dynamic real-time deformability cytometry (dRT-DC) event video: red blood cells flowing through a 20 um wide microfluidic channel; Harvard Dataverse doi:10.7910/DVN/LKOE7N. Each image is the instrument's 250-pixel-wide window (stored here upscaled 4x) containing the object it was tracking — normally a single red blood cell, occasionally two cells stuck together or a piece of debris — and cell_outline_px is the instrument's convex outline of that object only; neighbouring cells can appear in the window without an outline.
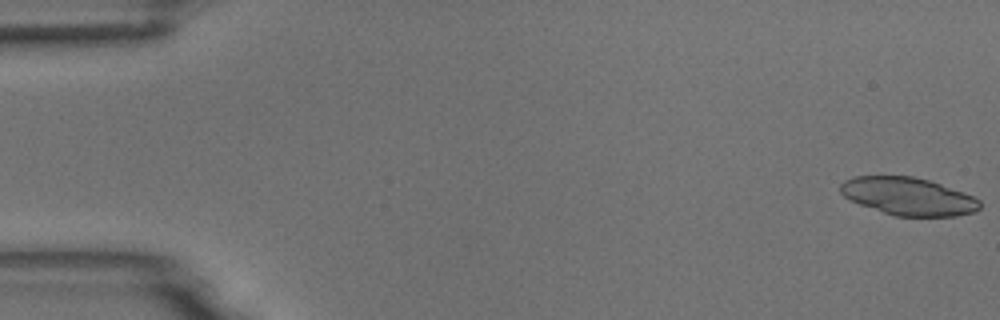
{"species": "common noctule bat (a hibernating species)", "species_latin": "Nyctalus noctula", "temperature_condition": "room temperature", "stored_images_in_passage": 17, "camera_frame_rate_fps": 3000, "um_per_image_px": 0.085, "animal": {"sex": "male", "body_mass_g": 18.8}, "frame": {"image": 1, "passage_image": 1, "time_ms": 0.0, "image_size_px": [1000, 320], "cell_outline_px": [[980, 208], [976, 212], [956, 216], [896, 216], [860, 204], [844, 196], [840, 192], [840, 184], [844, 180], [852, 176], [912, 176], [928, 180], [964, 192], [980, 200]], "centroid_in_image_um": [77.21, 16.68], "position_along_channel_um": 7.8, "area_um2": 30.52}}